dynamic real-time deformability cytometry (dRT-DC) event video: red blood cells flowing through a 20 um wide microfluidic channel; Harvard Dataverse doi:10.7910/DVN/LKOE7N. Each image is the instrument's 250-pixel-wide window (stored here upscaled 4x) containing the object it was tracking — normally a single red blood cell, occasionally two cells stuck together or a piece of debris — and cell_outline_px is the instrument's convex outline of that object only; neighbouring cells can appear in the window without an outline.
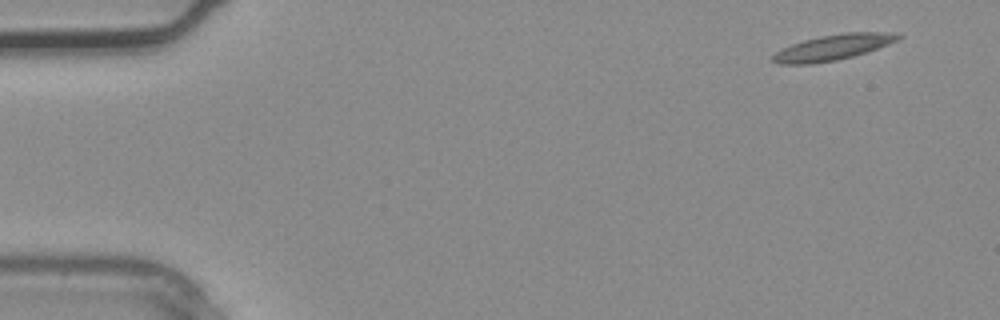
{"species": "common noctule bat (a hibernating species)", "species_latin": "Nyctalus noctula", "temperature_condition": "warm", "stored_images_in_passage": 3, "camera_frame_rate_fps": 3000, "um_per_image_px": 0.085, "animal": {"sex": "male", "body_mass_g": 20.4}, "frame": {"image": 1, "passage_image": 1, "time_ms": 0.0, "image_size_px": [1000, 320], "cell_outline_px": [[904, 36], [888, 44], [852, 56], [836, 60], [812, 64], [776, 64], [772, 60], [772, 56], [776, 52], [792, 44], [804, 40], [820, 36], [844, 32], [896, 32]], "centroid_in_image_um": [70.8, 4.02], "position_along_channel_um": 14.2, "area_um2": 18.5}}
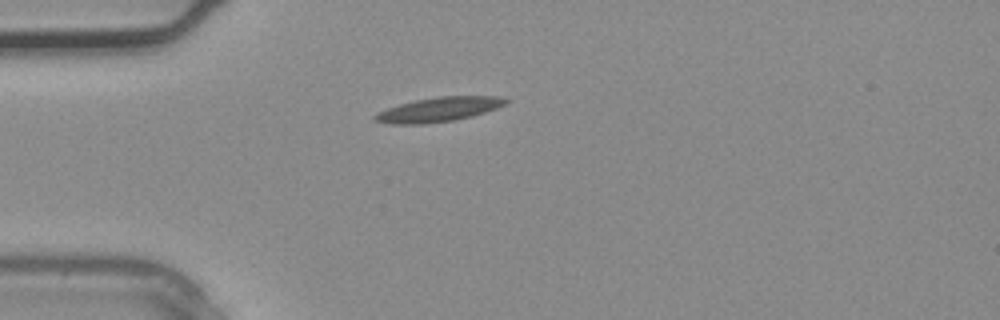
{"frame": {"image": 2, "passage_image": 3, "time_ms": 0.667, "image_size_px": [1000, 320], "cell_outline_px": [[508, 100], [504, 104], [496, 108], [472, 116], [452, 120], [424, 124], [392, 124], [372, 120], [372, 116], [376, 112], [400, 104], [416, 100], [440, 96], [500, 96]], "centroid_in_image_um": [37.23, 9.31], "position_along_channel_um": 47.8, "area_um2": 18.44}}